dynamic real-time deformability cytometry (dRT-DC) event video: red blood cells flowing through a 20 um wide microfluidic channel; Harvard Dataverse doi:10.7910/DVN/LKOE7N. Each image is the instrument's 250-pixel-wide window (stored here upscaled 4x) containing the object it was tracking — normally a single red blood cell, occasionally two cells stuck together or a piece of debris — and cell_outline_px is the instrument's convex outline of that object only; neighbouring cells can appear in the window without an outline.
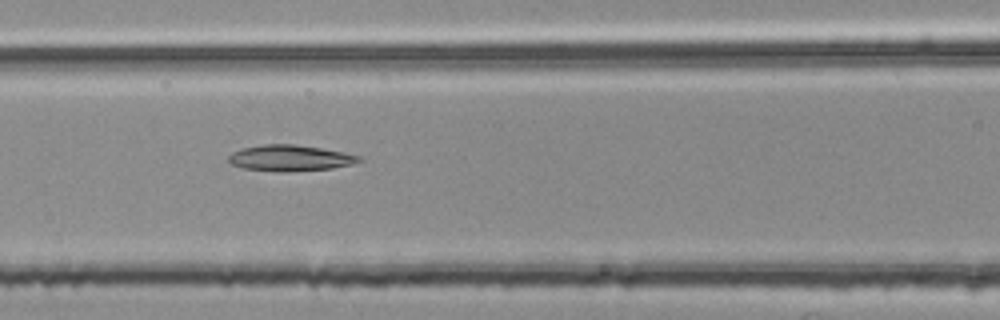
{"species": "common noctule bat (a hibernating species)", "species_latin": "Nyctalus noctula", "temperature_condition": "room temperature", "stored_images_in_passage": 54, "segment_of_instrument_passage": [2, 2], "camera_frame_rate_fps": 3000, "um_per_image_px": 0.085, "animal": {"sex": "female", "body_mass_g": 25.1}, "frame": {"image": 1, "passage_image": 23, "time_ms": 7.333, "image_size_px": [1000, 320], "cell_outline_px": [[364, 160], [352, 164], [332, 168], [244, 168], [232, 164], [228, 160], [228, 156], [232, 152], [240, 148], [260, 144], [296, 144], [344, 152], [360, 156]], "centroid_in_image_um": [24.67, 13.35], "position_along_channel_um": 141.9, "area_um2": 18.55}}
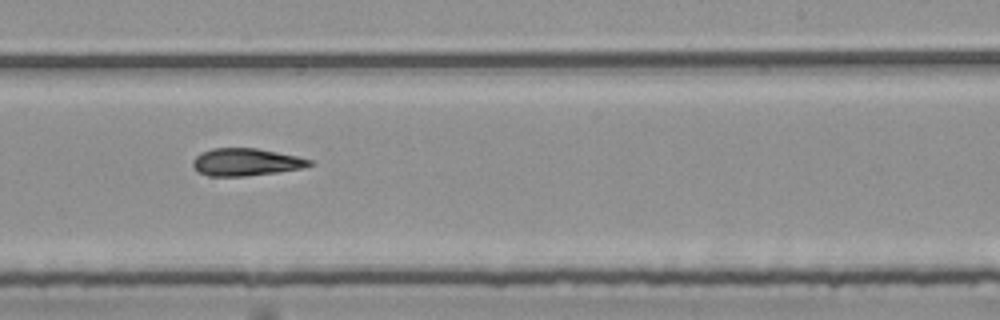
{"frame": {"image": 2, "passage_image": 33, "time_ms": 10.667, "image_size_px": [1000, 320], "cell_outline_px": [[316, 164], [300, 168], [276, 172], [244, 176], [208, 176], [196, 172], [192, 164], [192, 160], [200, 152], [212, 148], [256, 148], [296, 156], [312, 160]], "centroid_in_image_um": [20.85, 13.77], "position_along_channel_um": 268.1, "area_um2": 18.67}}
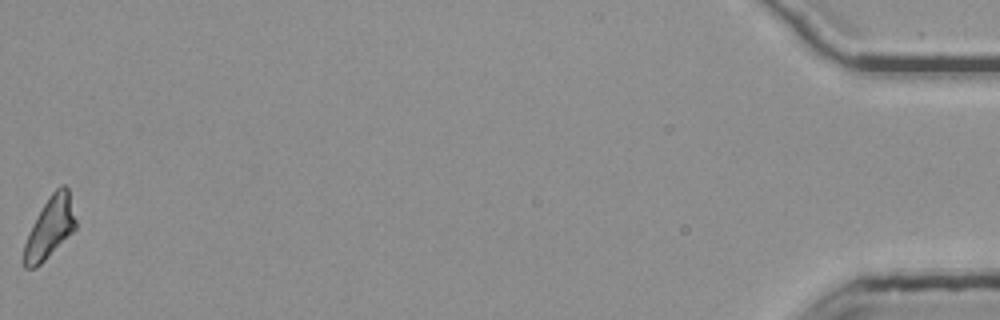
{"frame": {"image": 3, "passage_image": 54, "time_ms": 17.667, "image_size_px": [1000, 320], "cell_outline_px": [[76, 228], [36, 268], [24, 268], [24, 244], [32, 224], [36, 216], [52, 192], [60, 184], [64, 184], [68, 188], [76, 220]], "centroid_in_image_um": [4.23, 19.33], "position_along_channel_um": 431.0, "area_um2": 18.09}}